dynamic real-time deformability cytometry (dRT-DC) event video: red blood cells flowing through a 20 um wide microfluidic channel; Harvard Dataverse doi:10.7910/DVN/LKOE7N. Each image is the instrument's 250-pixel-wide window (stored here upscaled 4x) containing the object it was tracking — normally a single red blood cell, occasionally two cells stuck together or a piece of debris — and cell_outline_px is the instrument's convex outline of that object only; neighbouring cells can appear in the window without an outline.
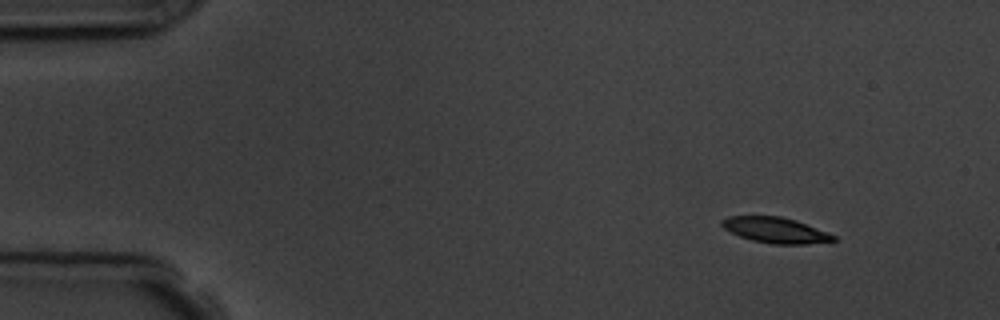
{"species": "common noctule bat (a hibernating species)", "species_latin": "Nyctalus noctula", "temperature_condition": "room temperature", "stored_images_in_passage": 8, "camera_frame_rate_fps": 3000, "um_per_image_px": 0.085, "animal": {"sex": "male", "body_mass_g": 19.5, "forearm_length_mm": 54.6}, "frame": {"image": 1, "passage_image": 1, "time_ms": 0.0, "image_size_px": [1000, 320], "cell_outline_px": [[836, 240], [808, 244], [772, 244], [752, 240], [740, 236], [724, 228], [720, 224], [720, 220], [728, 216], [780, 216], [796, 220], [836, 236]], "centroid_in_image_um": [65.89, 19.56], "position_along_channel_um": 19.1, "area_um2": 16.53}}
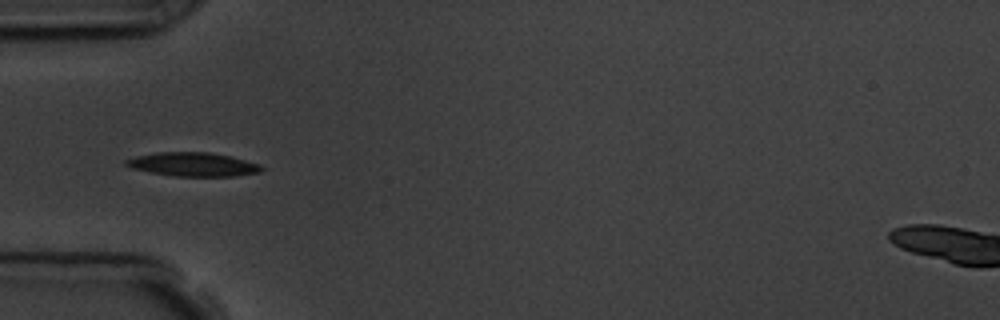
{"frame": {"image": 2, "passage_image": 4, "time_ms": 4.0, "image_size_px": [1000, 320], "cell_outline_px": [[264, 168], [260, 172], [236, 176], [172, 176], [148, 172], [132, 168], [124, 164], [124, 160], [136, 156], [156, 152], [208, 152], [228, 156], [260, 164]], "centroid_in_image_um": [16.37, 13.98], "position_along_channel_um": 68.6, "area_um2": 18.79}}